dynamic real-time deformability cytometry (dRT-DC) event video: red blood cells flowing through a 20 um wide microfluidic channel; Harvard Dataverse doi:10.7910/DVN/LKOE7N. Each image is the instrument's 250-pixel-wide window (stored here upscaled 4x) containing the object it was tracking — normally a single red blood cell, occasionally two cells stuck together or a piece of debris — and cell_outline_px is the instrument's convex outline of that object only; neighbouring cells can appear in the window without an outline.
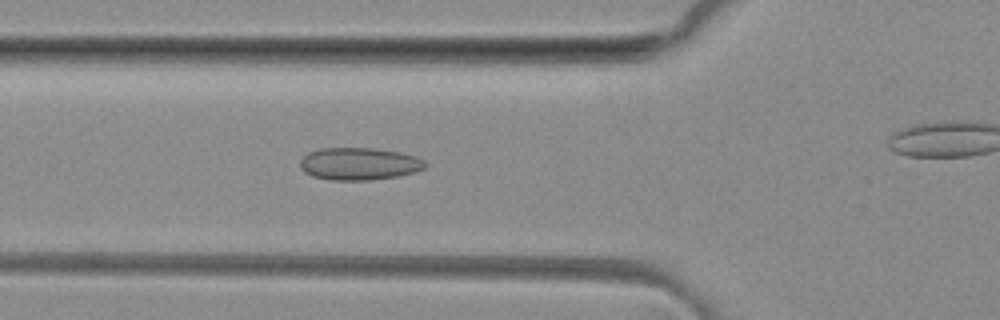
{"species": "common noctule bat (a hibernating species)", "species_latin": "Nyctalus noctula", "temperature_condition": "room temperature", "stored_images_in_passage": 40, "camera_frame_rate_fps": 3000, "um_per_image_px": 0.085, "animal": {"sex": "female", "body_mass_g": 29.2, "forearm_length_mm": 56.3}, "frame": {"image": 1, "passage_image": 17, "time_ms": 5.333, "image_size_px": [1000, 320], "cell_outline_px": [[428, 164], [424, 168], [412, 172], [396, 176], [372, 180], [332, 180], [312, 176], [304, 172], [300, 168], [300, 160], [308, 152], [320, 148], [372, 148], [400, 152], [416, 156], [424, 160]], "centroid_in_image_um": [30.51, 13.92], "position_along_channel_um": 95.3, "area_um2": 23.64}}
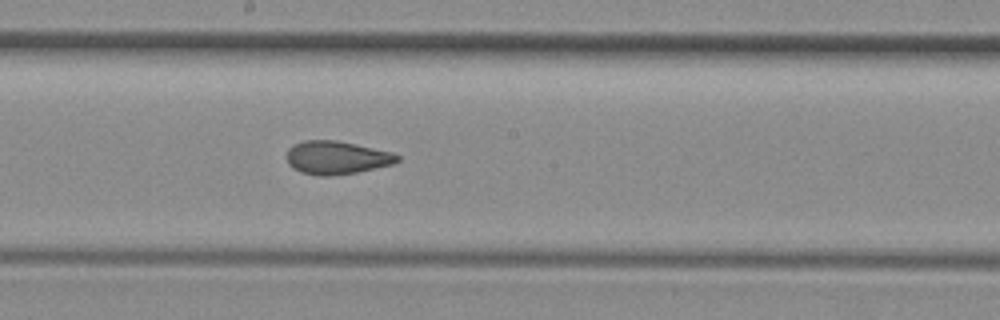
{"frame": {"image": 2, "passage_image": 26, "time_ms": 8.333, "image_size_px": [1000, 320], "cell_outline_px": [[400, 160], [392, 164], [356, 172], [332, 176], [320, 176], [300, 172], [292, 168], [288, 164], [288, 148], [304, 140], [336, 140], [356, 144], [392, 152], [400, 156]], "centroid_in_image_um": [28.61, 13.4], "position_along_channel_um": 219.6, "area_um2": 21.33}}
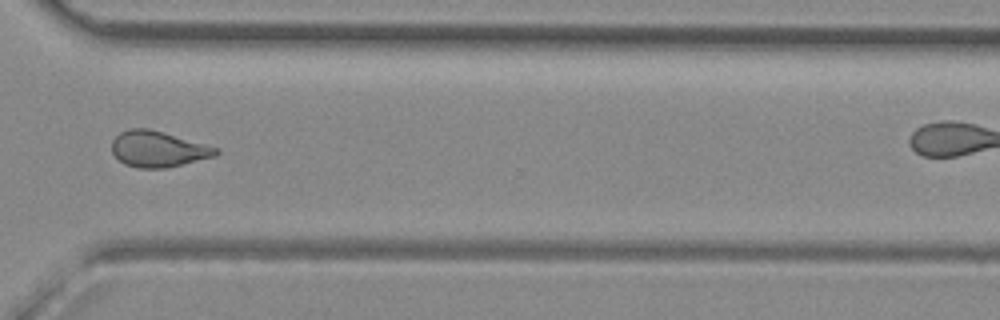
{"frame": {"image": 3, "passage_image": 36, "time_ms": 11.667, "image_size_px": [1000, 320], "cell_outline_px": [[220, 152], [216, 156], [164, 168], [140, 168], [124, 164], [112, 152], [112, 140], [120, 132], [132, 128], [148, 128], [220, 148]], "centroid_in_image_um": [13.45, 12.67], "position_along_channel_um": 357.2, "area_um2": 21.62}}